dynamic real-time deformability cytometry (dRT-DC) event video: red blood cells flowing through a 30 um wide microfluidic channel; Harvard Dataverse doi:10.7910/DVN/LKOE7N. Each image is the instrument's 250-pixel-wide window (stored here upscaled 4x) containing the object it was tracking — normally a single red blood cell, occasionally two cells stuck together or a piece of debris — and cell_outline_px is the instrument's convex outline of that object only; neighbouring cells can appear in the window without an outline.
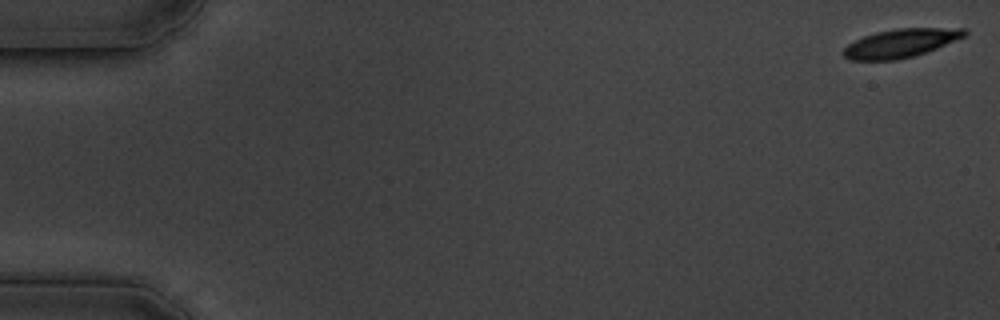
{"species": "common noctule bat (a hibernating species)", "species_latin": "Nyctalus noctula", "temperature_condition": "cold", "stored_images_in_passage": 8, "camera_frame_rate_fps": 3000, "um_per_image_px": 0.085, "animal": {"sex": "male", "body_mass_g": 19.5, "forearm_length_mm": 54.6}, "frame": {"image": 1, "passage_image": 1, "time_ms": 0.0, "image_size_px": [1000, 320], "cell_outline_px": [[968, 32], [964, 36], [936, 48], [912, 56], [896, 60], [848, 60], [840, 52], [848, 44], [864, 36], [876, 32], [896, 28], [964, 28]], "centroid_in_image_um": [76.5, 3.67], "position_along_channel_um": 8.5, "area_um2": 19.94}}